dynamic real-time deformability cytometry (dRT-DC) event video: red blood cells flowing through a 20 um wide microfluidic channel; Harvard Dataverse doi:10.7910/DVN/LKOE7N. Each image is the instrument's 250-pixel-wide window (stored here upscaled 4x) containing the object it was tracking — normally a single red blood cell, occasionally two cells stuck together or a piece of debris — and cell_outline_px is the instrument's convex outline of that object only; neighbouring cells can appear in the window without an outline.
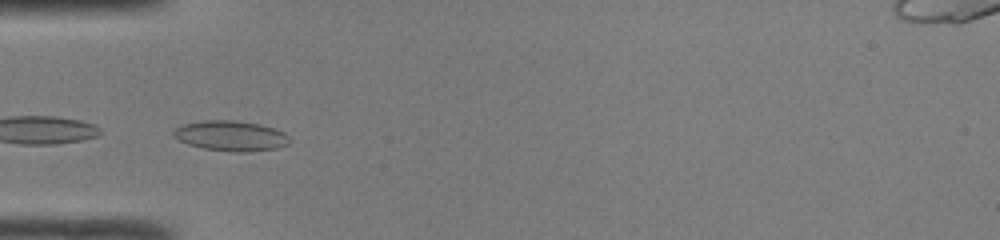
{"species": "common noctule bat (a hibernating species)", "species_latin": "Nyctalus noctula", "temperature_condition": "room temperature", "stored_images_in_passage": 44, "camera_frame_rate_fps": 3000, "um_per_image_px": 0.085, "animal": {"sex": "male", "body_mass_g": 19.0, "forearm_length_mm": 50.8}, "frame": {"image": 1, "passage_image": 11, "time_ms": 3.333, "image_size_px": [1000, 240], "cell_outline_px": [[292, 140], [288, 144], [276, 148], [248, 152], [236, 152], [204, 148], [188, 144], [172, 136], [172, 128], [184, 124], [204, 120], [236, 120], [260, 124], [284, 132]], "centroid_in_image_um": [19.61, 11.54], "position_along_channel_um": 65.4, "area_um2": 20.52}}
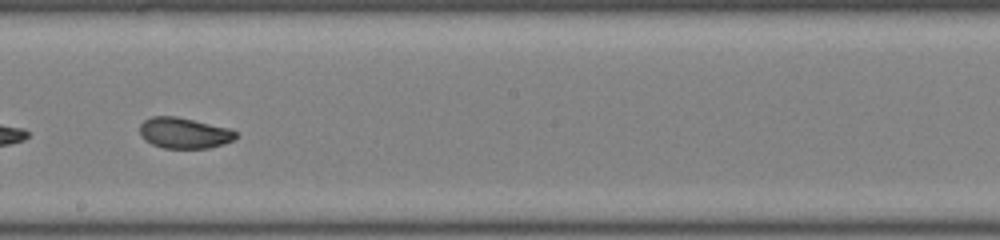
{"frame": {"image": 2, "passage_image": 23, "time_ms": 7.333, "image_size_px": [1000, 240], "cell_outline_px": [[236, 136], [232, 140], [224, 144], [208, 148], [164, 148], [152, 144], [144, 140], [140, 136], [140, 124], [144, 120], [152, 116], [176, 116], [228, 128], [236, 132]], "centroid_in_image_um": [15.61, 11.3], "position_along_channel_um": 232.6, "area_um2": 17.17}}
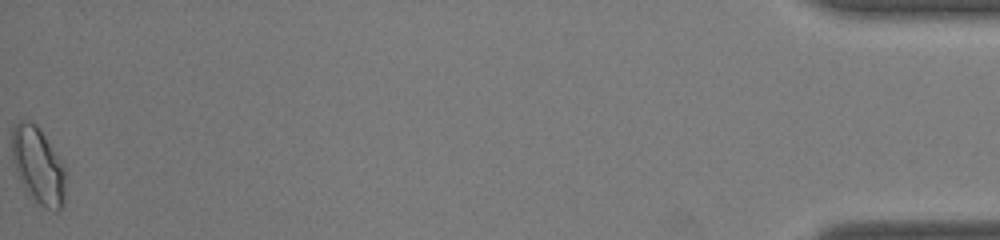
{"frame": {"image": 3, "passage_image": 44, "time_ms": 14.333, "image_size_px": [1000, 240], "cell_outline_px": [[64, 204], [56, 212], [44, 208], [24, 188], [16, 172], [12, 160], [12, 128], [20, 120], [32, 120], [36, 124], [64, 164]], "centroid_in_image_um": [3.23, 14.06], "position_along_channel_um": 432.0, "area_um2": 23.81}, "authors_computed_cell_mechanics": {"area_um2": 18.496, "velocity_mm_per_s": 4.2215, "shape_relaxation_time_tau1_ms": 3.0956, "shape_relaxation_time_tau2_ms": 1.0033, "deformation_change_tau1": 0.1048, "deformation_change_tau2": 0.0438}}